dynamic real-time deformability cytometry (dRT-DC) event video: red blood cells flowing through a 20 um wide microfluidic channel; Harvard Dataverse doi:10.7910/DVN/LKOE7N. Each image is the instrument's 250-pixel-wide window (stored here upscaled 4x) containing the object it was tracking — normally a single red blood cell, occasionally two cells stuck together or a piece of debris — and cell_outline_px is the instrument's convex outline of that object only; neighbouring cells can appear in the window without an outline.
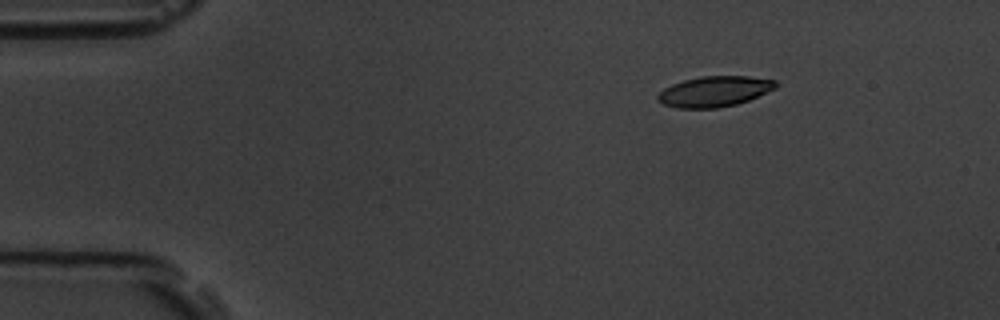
{"species": "common noctule bat (a hibernating species)", "species_latin": "Nyctalus noctula", "temperature_condition": "room temperature", "stored_images_in_passage": 4, "camera_frame_rate_fps": 3000, "um_per_image_px": 0.085, "animal": {"sex": "male", "body_mass_g": 19.5, "forearm_length_mm": 54.6}, "frame": {"image": 1, "passage_image": 1, "time_ms": 0.0, "image_size_px": [1000, 320], "cell_outline_px": [[780, 84], [776, 88], [748, 100], [736, 104], [716, 108], [676, 108], [664, 104], [656, 100], [656, 96], [664, 88], [672, 84], [684, 80], [700, 76], [748, 76], [776, 80]], "centroid_in_image_um": [60.73, 7.77], "position_along_channel_um": 24.3, "area_um2": 21.04}}
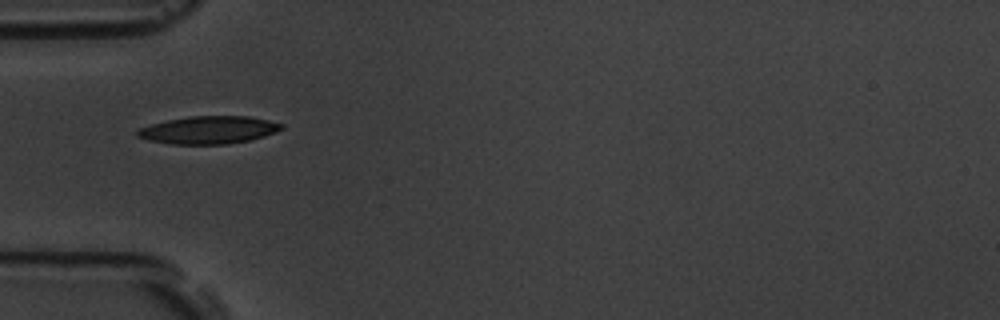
{"frame": {"image": 2, "passage_image": 4, "time_ms": 3.333, "image_size_px": [1000, 320], "cell_outline_px": [[284, 128], [276, 132], [264, 136], [248, 140], [228, 144], [172, 144], [148, 140], [136, 136], [136, 132], [140, 128], [152, 124], [168, 120], [188, 116], [248, 116], [268, 120], [284, 124]], "centroid_in_image_um": [17.75, 11.04], "position_along_channel_um": 67.2, "area_um2": 23.18}}